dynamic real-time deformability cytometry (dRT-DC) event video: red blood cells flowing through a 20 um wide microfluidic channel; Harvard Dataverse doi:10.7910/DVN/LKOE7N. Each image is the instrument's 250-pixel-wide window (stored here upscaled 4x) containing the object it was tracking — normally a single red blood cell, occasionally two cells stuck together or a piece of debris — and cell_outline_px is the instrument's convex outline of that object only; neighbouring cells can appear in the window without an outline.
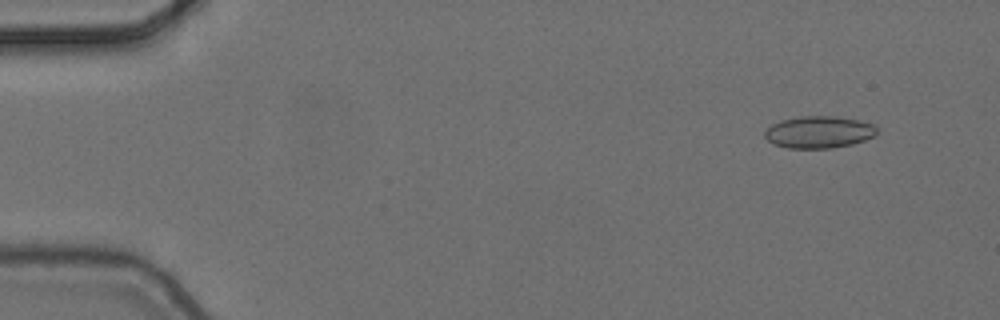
{"species": "common noctule bat (a hibernating species)", "species_latin": "Nyctalus noctula", "temperature_condition": "cold", "stored_images_in_passage": 5, "segment_of_instrument_passage": [1, 2], "camera_frame_rate_fps": 3000, "um_per_image_px": 0.085, "animal": {"sex": "female", "body_mass_g": 24.6, "forearm_length_mm": 56.2}, "frame": {"image": 1, "passage_image": 2, "time_ms": 0.333, "image_size_px": [1000, 320], "cell_outline_px": [[876, 136], [852, 144], [832, 148], [788, 148], [772, 144], [764, 136], [764, 132], [772, 124], [780, 120], [800, 116], [836, 116], [860, 120], [872, 124], [876, 128]], "centroid_in_image_um": [69.59, 11.22], "position_along_channel_um": 15.4, "area_um2": 21.04}}